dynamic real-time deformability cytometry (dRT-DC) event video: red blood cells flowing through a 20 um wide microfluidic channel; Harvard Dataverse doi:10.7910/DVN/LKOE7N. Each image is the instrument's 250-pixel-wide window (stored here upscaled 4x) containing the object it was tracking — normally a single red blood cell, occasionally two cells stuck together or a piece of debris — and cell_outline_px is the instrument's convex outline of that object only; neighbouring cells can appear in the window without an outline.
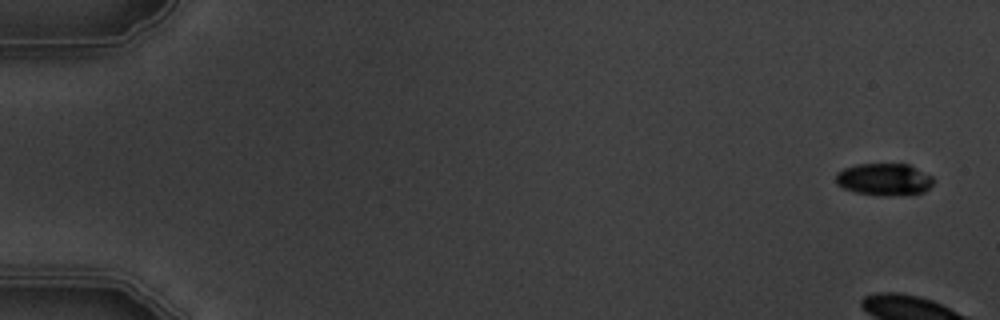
{"species": "common noctule bat (a hibernating species)", "species_latin": "Nyctalus noctula", "temperature_condition": "warm", "stored_images_in_passage": 6, "camera_frame_rate_fps": 3000, "um_per_image_px": 0.085, "animal": {"sex": "male", "body_mass_g": 19.5, "forearm_length_mm": 54.6}, "frame": {"image": 1, "passage_image": 1, "time_ms": 0.0, "image_size_px": [1000, 320], "cell_outline_px": [[932, 184], [924, 192], [888, 196], [880, 196], [856, 192], [844, 188], [836, 184], [836, 172], [844, 168], [856, 164], [908, 164], [932, 176]], "centroid_in_image_um": [75.12, 15.25], "position_along_channel_um": 9.9, "area_um2": 18.21}}